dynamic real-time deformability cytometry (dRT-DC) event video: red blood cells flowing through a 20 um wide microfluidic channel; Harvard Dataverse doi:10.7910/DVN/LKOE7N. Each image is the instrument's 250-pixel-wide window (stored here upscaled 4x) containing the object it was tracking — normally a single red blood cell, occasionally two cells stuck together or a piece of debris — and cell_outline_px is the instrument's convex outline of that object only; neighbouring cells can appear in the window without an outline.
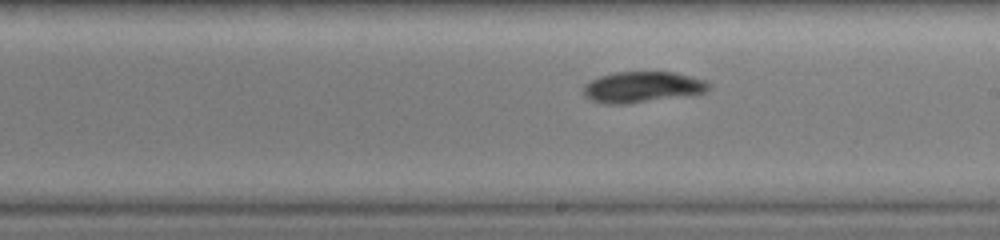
{"species": "common noctule bat (a hibernating species)", "species_latin": "Nyctalus noctula", "temperature_condition": "warm", "stored_images_in_passage": 17, "segment_of_instrument_passage": [2, 2], "camera_frame_rate_fps": 3000, "um_per_image_px": 0.085, "animal": {"sex": "female", "body_mass_g": 19.0, "forearm_length_mm": 51.5}, "frame": {"image": 1, "passage_image": 17, "time_ms": 7.0, "image_size_px": [1000, 240], "cell_outline_px": [[712, 84], [704, 92], [628, 104], [604, 104], [592, 100], [584, 96], [584, 84], [600, 76], [616, 72], [676, 72], [704, 80]], "centroid_in_image_um": [54.56, 7.39], "position_along_channel_um": 234.4, "area_um2": 22.31}}